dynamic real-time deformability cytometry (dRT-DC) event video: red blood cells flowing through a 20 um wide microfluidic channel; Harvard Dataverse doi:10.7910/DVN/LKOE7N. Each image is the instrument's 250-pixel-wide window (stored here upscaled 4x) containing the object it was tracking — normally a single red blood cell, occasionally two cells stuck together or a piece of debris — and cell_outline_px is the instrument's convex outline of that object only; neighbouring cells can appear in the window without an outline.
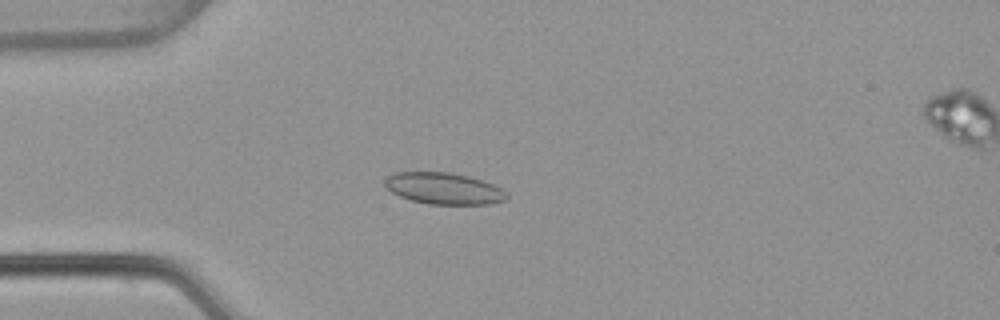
{"species": "common noctule bat (a hibernating species)", "species_latin": "Nyctalus noctula", "temperature_condition": "warm", "stored_images_in_passage": 54, "camera_frame_rate_fps": 3000, "um_per_image_px": 0.085, "animal": {"sex": "female", "body_mass_g": 22.7, "forearm_length_mm": 54.2}, "frame": {"image": 1, "passage_image": 15, "time_ms": 4.667, "image_size_px": [1000, 320], "cell_outline_px": [[508, 196], [504, 200], [488, 204], [428, 204], [412, 200], [400, 196], [392, 192], [384, 184], [384, 180], [392, 172], [448, 172], [468, 176], [492, 184], [508, 192]], "centroid_in_image_um": [37.71, 16.01], "position_along_channel_um": 47.3, "area_um2": 22.25}}
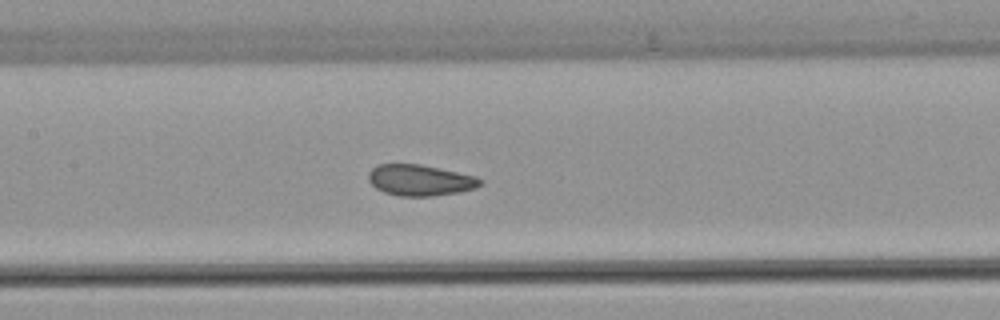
{"frame": {"image": 2, "passage_image": 26, "time_ms": 8.333, "image_size_px": [1000, 320], "cell_outline_px": [[484, 180], [476, 188], [460, 192], [432, 196], [400, 196], [384, 192], [376, 188], [368, 180], [368, 172], [376, 164], [420, 164], [440, 168], [476, 176]], "centroid_in_image_um": [35.7, 15.31], "position_along_channel_um": 171.7, "area_um2": 20.35}}
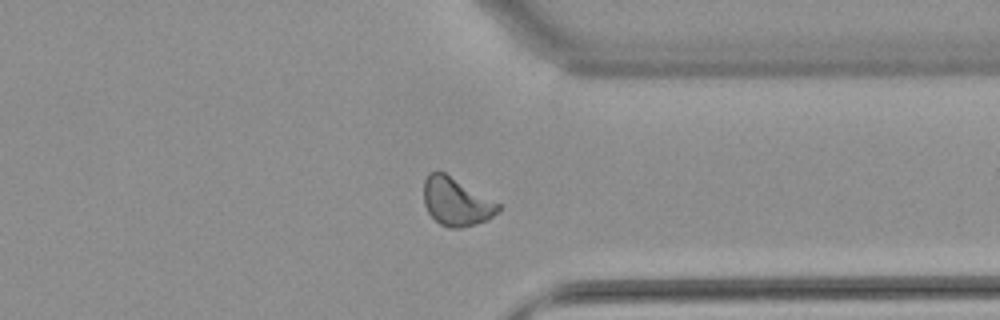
{"frame": {"image": 3, "passage_image": 42, "time_ms": 13.667, "image_size_px": [1000, 320], "cell_outline_px": [[500, 208], [488, 220], [476, 224], [460, 228], [448, 228], [440, 224], [428, 212], [424, 204], [424, 180], [432, 172], [444, 172], [500, 204]], "centroid_in_image_um": [38.77, 17.17], "position_along_channel_um": 372.6, "area_um2": 20.52}, "authors_computed_cell_mechanics": {"area_um2": 21.0681, "velocity_mm_per_s": 3.8081, "shape_relaxation_time_tau1_ms": 9.4665, "shape_relaxation_time_tau2_ms": 1.0485, "deformation_change_tau1": 0.1507, "deformation_change_tau2": 0.0522}}